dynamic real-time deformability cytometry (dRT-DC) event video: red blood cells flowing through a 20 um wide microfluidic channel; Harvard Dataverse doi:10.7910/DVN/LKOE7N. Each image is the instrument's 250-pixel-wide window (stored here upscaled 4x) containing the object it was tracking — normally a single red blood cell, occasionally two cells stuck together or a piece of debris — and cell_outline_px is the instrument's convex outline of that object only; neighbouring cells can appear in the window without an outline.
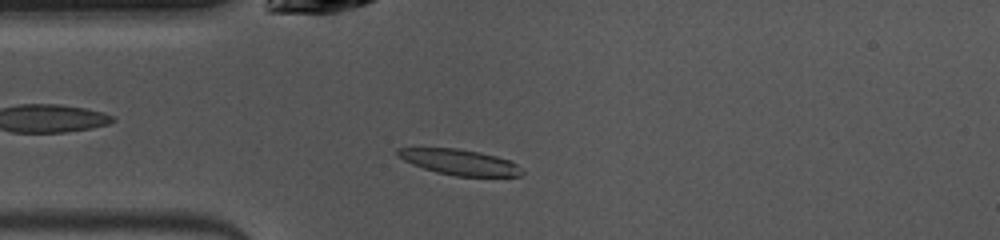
{"species": "common noctule bat (a hibernating species)", "species_latin": "Nyctalus noctula", "temperature_condition": "warm", "stored_images_in_passage": 33, "camera_frame_rate_fps": 3000, "um_per_image_px": 0.085, "animal": {"sex": "female", "body_mass_g": 10.0, "forearm_length_mm": 53.1}, "frame": {"image": 1, "passage_image": 5, "time_ms": 1.333, "image_size_px": [1000, 240], "cell_outline_px": [[524, 172], [520, 176], [456, 176], [436, 172], [412, 164], [404, 160], [396, 152], [396, 148], [456, 148], [480, 152], [512, 160]], "centroid_in_image_um": [39.09, 13.78], "position_along_channel_um": 45.9, "area_um2": 18.44}}
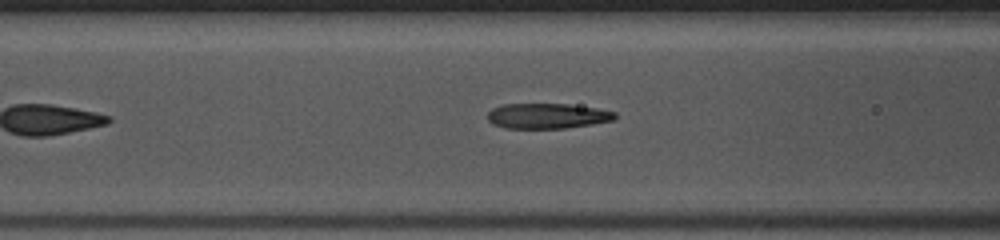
{"frame": {"image": 2, "passage_image": 11, "time_ms": 3.333, "image_size_px": [1000, 240], "cell_outline_px": [[616, 116], [612, 120], [592, 124], [564, 128], [508, 128], [492, 124], [488, 120], [488, 112], [492, 108], [504, 104], [568, 104], [596, 108], [616, 112]], "centroid_in_image_um": [46.5, 9.85], "position_along_channel_um": 120.1, "area_um2": 18.61}}
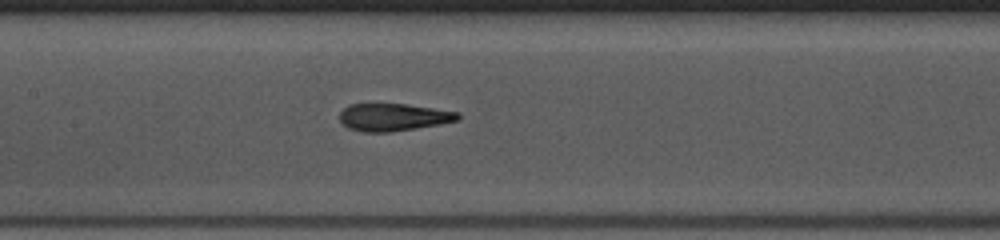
{"frame": {"image": 3, "passage_image": 15, "time_ms": 4.667, "image_size_px": [1000, 240], "cell_outline_px": [[460, 120], [440, 124], [416, 128], [388, 132], [364, 132], [348, 128], [340, 120], [340, 112], [348, 104], [404, 104], [460, 112]], "centroid_in_image_um": [33.44, 9.96], "position_along_channel_um": 174.0, "area_um2": 18.84}, "authors_computed_cell_mechanics": {"area_um2": 19.0162, "velocity_mm_per_s": 4.0669, "shape_relaxation_time_tau1_ms": 5.304, "shape_relaxation_time_tau2_ms": 1.4393, "deformation_change_tau1": 0.2655, "deformation_change_tau2": 0.1008}}